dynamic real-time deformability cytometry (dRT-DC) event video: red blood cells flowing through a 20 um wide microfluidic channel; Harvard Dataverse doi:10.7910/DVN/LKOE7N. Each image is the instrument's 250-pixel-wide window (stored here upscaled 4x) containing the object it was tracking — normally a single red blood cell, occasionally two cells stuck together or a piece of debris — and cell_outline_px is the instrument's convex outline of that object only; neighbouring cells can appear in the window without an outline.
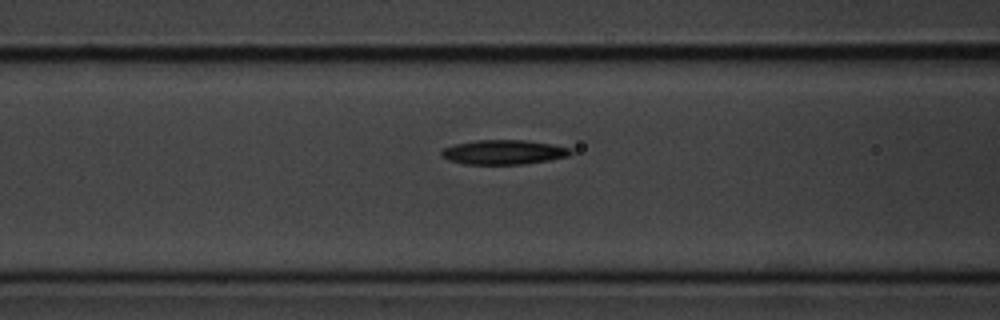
{"species": "common noctule bat (a hibernating species)", "species_latin": "Nyctalus noctula", "temperature_condition": "cold", "stored_images_in_passage": 7, "camera_frame_rate_fps": 3000, "um_per_image_px": 0.085, "animal": {"sex": "male", "body_mass_g": 20.1, "forearm_length_mm": 53.5}, "frame": {"image": 1, "passage_image": 6, "time_ms": 6.667, "image_size_px": [1000, 320], "cell_outline_px": [[572, 152], [568, 156], [548, 160], [524, 164], [464, 164], [448, 160], [440, 156], [440, 152], [444, 148], [456, 144], [476, 140], [524, 140], [552, 144], [568, 148]], "centroid_in_image_um": [42.76, 12.94], "position_along_channel_um": 123.8, "area_um2": 18.32}}
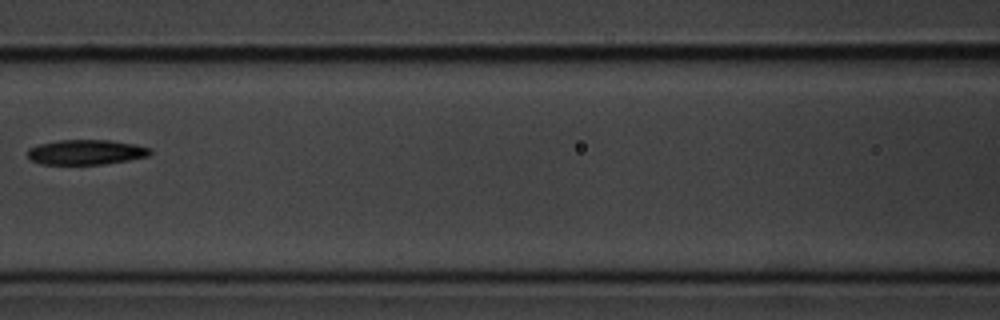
{"frame": {"image": 2, "passage_image": 7, "time_ms": 7.667, "image_size_px": [1000, 320], "cell_outline_px": [[152, 152], [148, 156], [128, 160], [104, 164], [40, 164], [32, 160], [28, 156], [28, 148], [36, 144], [60, 140], [112, 140], [136, 144], [152, 148]], "centroid_in_image_um": [7.33, 12.92], "position_along_channel_um": 159.3, "area_um2": 17.98}}